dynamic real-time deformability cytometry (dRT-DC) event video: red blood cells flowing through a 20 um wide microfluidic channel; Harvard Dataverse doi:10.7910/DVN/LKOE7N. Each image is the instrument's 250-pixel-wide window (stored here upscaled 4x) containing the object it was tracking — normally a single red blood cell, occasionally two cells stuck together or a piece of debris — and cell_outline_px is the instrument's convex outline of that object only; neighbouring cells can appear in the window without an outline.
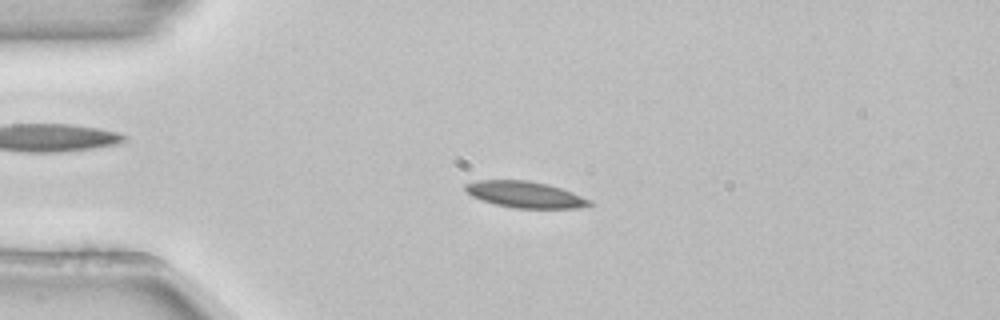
{"species": "common noctule bat (a hibernating species)", "species_latin": "Nyctalus noctula", "temperature_condition": "room temperature", "stored_images_in_passage": 52, "camera_frame_rate_fps": 3000, "um_per_image_px": 0.085, "animal": {"sex": "female", "body_mass_g": 22.7, "forearm_length_mm": 54.2}, "frame": {"image": 1, "passage_image": 12, "time_ms": 3.667, "image_size_px": [1000, 320], "cell_outline_px": [[592, 204], [580, 208], [516, 208], [496, 204], [480, 200], [472, 196], [464, 188], [464, 184], [476, 180], [528, 180], [548, 184], [572, 192], [592, 200]], "centroid_in_image_um": [44.63, 16.53], "position_along_channel_um": 40.4, "area_um2": 19.07}}
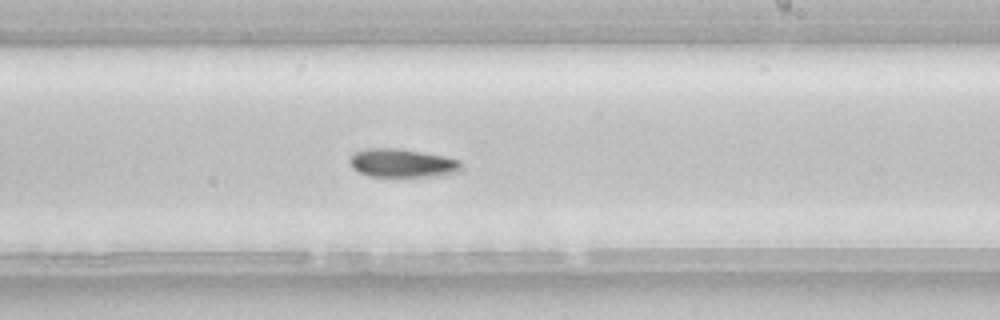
{"frame": {"image": 2, "passage_image": 31, "time_ms": 10.0, "image_size_px": [1000, 320], "cell_outline_px": [[460, 168], [456, 172], [432, 176], [368, 176], [352, 168], [348, 160], [356, 152], [368, 148], [400, 148], [444, 156], [460, 160]], "centroid_in_image_um": [34.15, 13.85], "position_along_channel_um": 254.8, "area_um2": 18.26}}
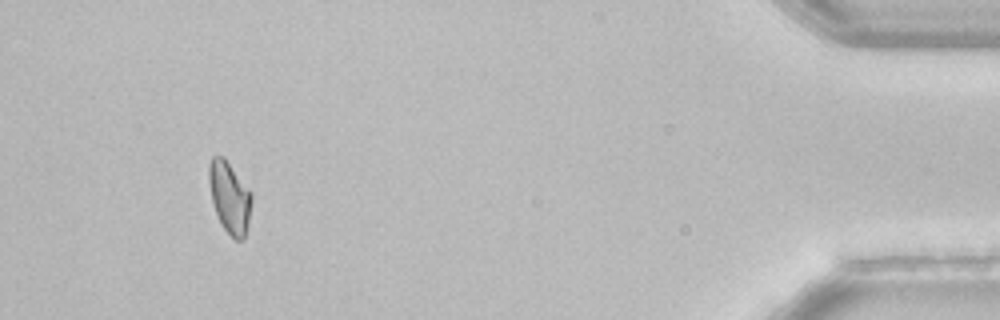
{"frame": {"image": 3, "passage_image": 49, "time_ms": 16.0, "image_size_px": [1000, 320], "cell_outline_px": [[252, 200], [248, 224], [244, 240], [236, 240], [224, 228], [212, 204], [208, 180], [208, 164], [212, 156], [224, 156], [252, 192]], "centroid_in_image_um": [19.51, 16.73], "position_along_channel_um": 415.7, "area_um2": 17.92}, "authors_computed_cell_mechanics": {"area_um2": 18.3515, "velocity_mm_per_s": 3.8502, "shape_relaxation_time_tau1_ms": 4.2969, "shape_relaxation_time_tau2_ms": null, "deformation_change_tau1": 0.1081, "deformation_change_tau2": null}}